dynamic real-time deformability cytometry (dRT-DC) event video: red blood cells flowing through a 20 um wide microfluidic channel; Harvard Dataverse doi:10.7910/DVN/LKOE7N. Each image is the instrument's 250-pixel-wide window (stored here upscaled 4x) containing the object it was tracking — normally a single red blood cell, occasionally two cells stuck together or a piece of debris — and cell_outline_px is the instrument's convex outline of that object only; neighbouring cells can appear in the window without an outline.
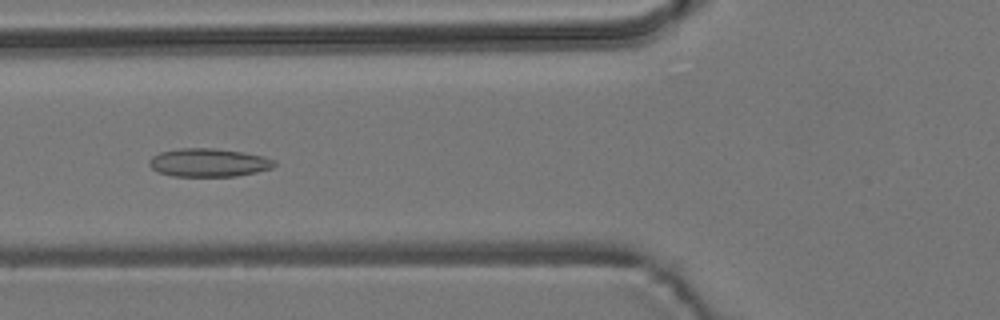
{"species": "common noctule bat (a hibernating species)", "species_latin": "Nyctalus noctula", "temperature_condition": "room temperature", "stored_images_in_passage": 8, "camera_frame_rate_fps": 3000, "um_per_image_px": 0.085, "animal": {"sex": "male", "body_mass_g": 19.2, "forearm_length_mm": 51.8}, "frame": {"image": 1, "passage_image": 5, "time_ms": 4.667, "image_size_px": [1000, 320], "cell_outline_px": [[276, 164], [272, 168], [256, 172], [236, 176], [172, 176], [156, 172], [148, 164], [148, 160], [152, 156], [160, 152], [180, 148], [216, 148], [244, 152], [264, 156], [276, 160]], "centroid_in_image_um": [17.73, 13.82], "position_along_channel_um": 108.1, "area_um2": 20.87}}
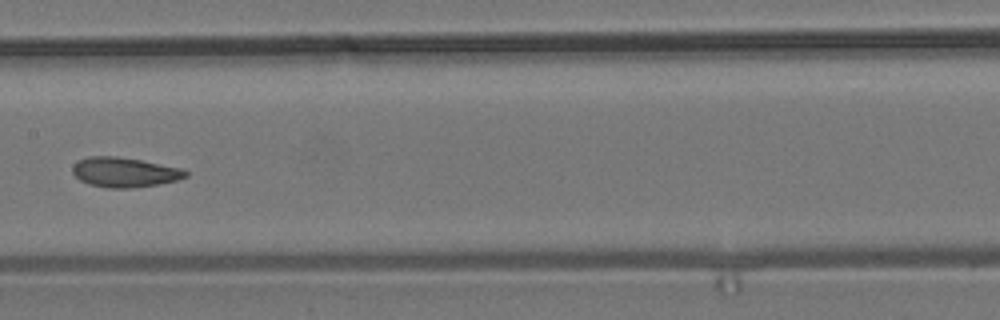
{"frame": {"image": 2, "passage_image": 7, "time_ms": 7.0, "image_size_px": [1000, 320], "cell_outline_px": [[188, 176], [176, 180], [156, 184], [132, 188], [108, 188], [88, 184], [80, 180], [72, 172], [72, 168], [76, 160], [88, 156], [116, 156], [140, 160], [184, 168], [188, 172]], "centroid_in_image_um": [10.57, 14.63], "position_along_channel_um": 196.8, "area_um2": 19.71}}
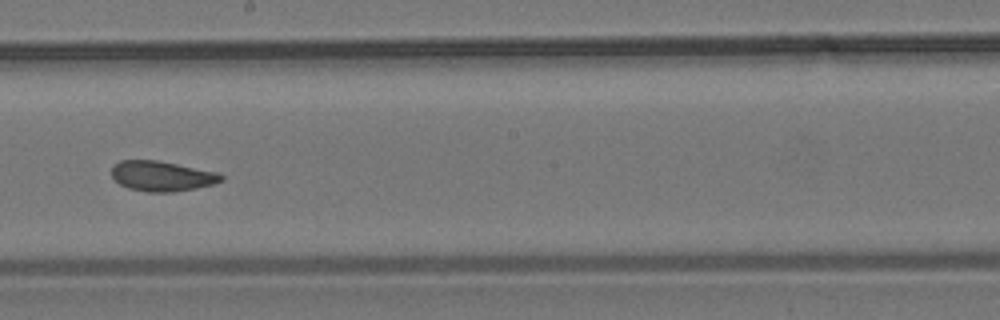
{"frame": {"image": 3, "passage_image": 8, "time_ms": 8.0, "image_size_px": [1000, 320], "cell_outline_px": [[224, 180], [212, 184], [196, 188], [172, 192], [148, 192], [128, 188], [120, 184], [112, 176], [112, 164], [120, 160], [156, 160], [220, 172], [224, 176]], "centroid_in_image_um": [13.77, 14.96], "position_along_channel_um": 234.4, "area_um2": 19.36}}